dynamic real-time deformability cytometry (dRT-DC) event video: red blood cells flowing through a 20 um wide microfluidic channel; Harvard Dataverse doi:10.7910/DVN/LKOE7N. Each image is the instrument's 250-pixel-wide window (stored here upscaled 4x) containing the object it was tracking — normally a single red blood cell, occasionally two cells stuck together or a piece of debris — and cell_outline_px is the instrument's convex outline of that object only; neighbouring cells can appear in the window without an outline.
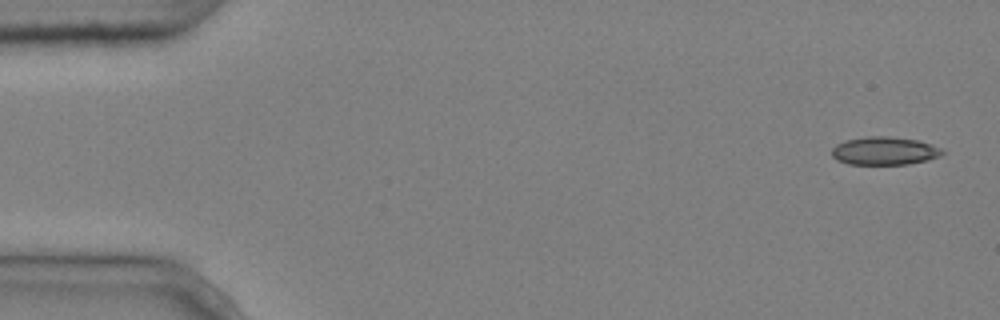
{"species": "common noctule bat (a hibernating species)", "species_latin": "Nyctalus noctula", "temperature_condition": "cold", "stored_images_in_passage": 6, "camera_frame_rate_fps": 3000, "um_per_image_px": 0.085, "animal": {"sex": "male", "body_mass_g": 20.4}, "frame": {"image": 1, "passage_image": 1, "time_ms": 0.0, "image_size_px": [1000, 320], "cell_outline_px": [[948, 152], [940, 156], [928, 160], [908, 164], [848, 164], [836, 160], [832, 156], [832, 148], [836, 144], [844, 140], [868, 136], [888, 136], [920, 140], [932, 144]], "centroid_in_image_um": [75.2, 12.82], "position_along_channel_um": 9.8, "area_um2": 18.38}}
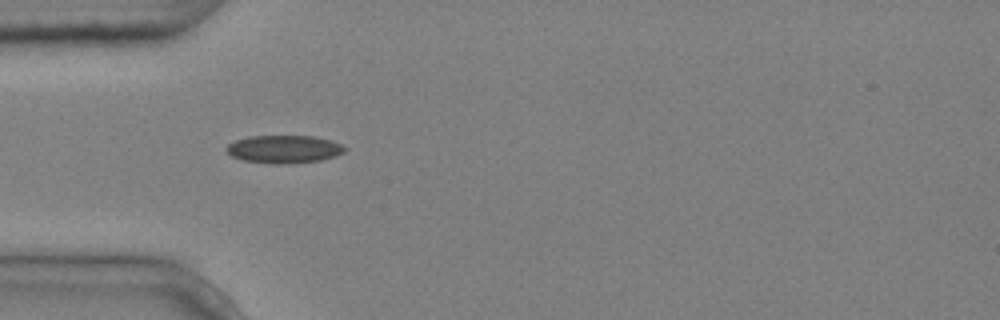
{"frame": {"image": 2, "passage_image": 5, "time_ms": 1.333, "image_size_px": [1000, 320], "cell_outline_px": [[348, 148], [344, 152], [336, 156], [320, 160], [292, 164], [276, 164], [244, 160], [232, 156], [224, 148], [228, 144], [236, 140], [248, 136], [312, 136], [328, 140], [340, 144]], "centroid_in_image_um": [24.14, 12.68], "position_along_channel_um": 60.9, "area_um2": 19.19}}